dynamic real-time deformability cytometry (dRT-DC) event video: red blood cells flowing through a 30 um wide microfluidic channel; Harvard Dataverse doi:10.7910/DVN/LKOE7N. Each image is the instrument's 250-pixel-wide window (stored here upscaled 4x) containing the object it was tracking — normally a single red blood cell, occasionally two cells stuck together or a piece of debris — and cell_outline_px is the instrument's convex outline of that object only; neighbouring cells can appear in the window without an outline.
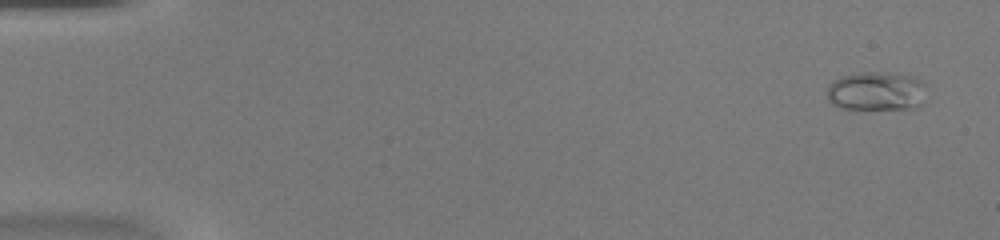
{"species": "common noctule bat (a hibernating species)", "species_latin": "Nyctalus noctula", "temperature_condition": "warm", "stored_images_in_passage": 53, "camera_frame_rate_fps": 3000, "um_per_image_px": 0.085, "animal": {"sex": "female", "body_mass_g": 20.0, "forearm_length_mm": 54.0}, "frame": {"image": 1, "passage_image": 3, "time_ms": 0.667, "image_size_px": [1000, 240], "cell_outline_px": [[924, 84], [920, 104], [916, 108], [840, 108], [832, 104], [828, 100], [828, 84], [832, 80], [844, 76], [860, 72], [896, 72], [916, 76], [924, 80]], "centroid_in_image_um": [74.48, 7.71], "position_along_channel_um": 10.5, "area_um2": 22.54}}
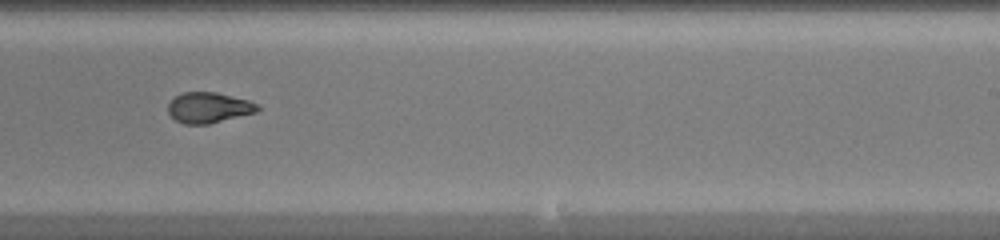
{"frame": {"image": 2, "passage_image": 34, "time_ms": 11.0, "image_size_px": [1000, 240], "cell_outline_px": [[260, 108], [256, 112], [208, 124], [184, 124], [176, 120], [168, 112], [168, 104], [176, 96], [184, 92], [216, 92], [248, 100], [260, 104]], "centroid_in_image_um": [17.76, 9.14], "position_along_channel_um": 271.2, "area_um2": 15.84}}
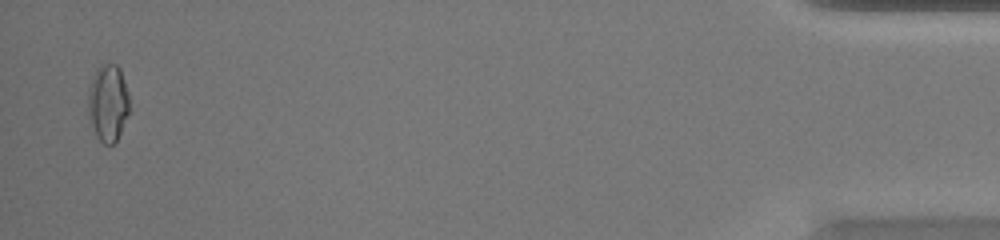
{"frame": {"image": 3, "passage_image": 52, "time_ms": 17.0, "image_size_px": [1000, 240], "cell_outline_px": [[128, 112], [120, 132], [116, 140], [112, 144], [104, 144], [96, 136], [88, 112], [88, 88], [96, 68], [100, 64], [116, 64], [120, 68], [128, 92]], "centroid_in_image_um": [9.16, 8.7], "position_along_channel_um": 426.0, "area_um2": 18.32}, "authors_computed_cell_mechanics": {"area_um2": 17.1666, "velocity_mm_per_s": 3.9718, "shape_relaxation_time_tau1_ms": null, "shape_relaxation_time_tau2_ms": 1.2251, "deformation_change_tau1": null, "deformation_change_tau2": 0.0701}}